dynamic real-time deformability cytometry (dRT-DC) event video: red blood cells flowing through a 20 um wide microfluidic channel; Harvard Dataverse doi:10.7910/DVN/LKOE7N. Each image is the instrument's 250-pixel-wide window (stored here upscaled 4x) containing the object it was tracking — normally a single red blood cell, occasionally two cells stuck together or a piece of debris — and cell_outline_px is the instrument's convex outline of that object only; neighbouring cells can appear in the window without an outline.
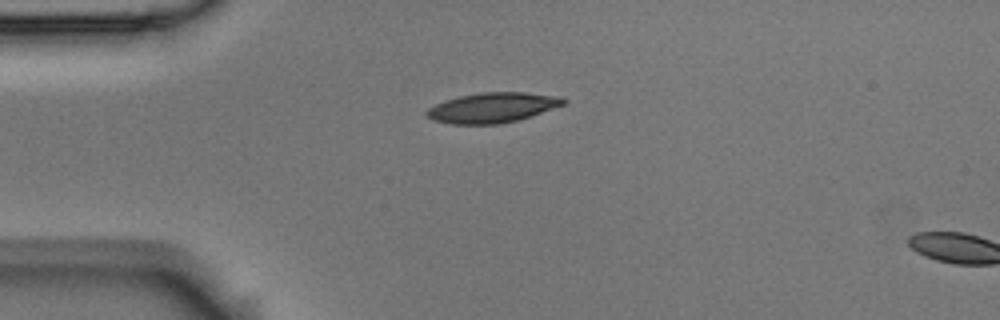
{"species": "Egyptian fruit bat (a non-hibernating species)", "species_latin": "Rousettus aegyptiacus", "temperature_condition": "room temperature", "stored_images_in_passage": 2, "camera_frame_rate_fps": 3000, "um_per_image_px": 0.085, "animal": {"sex": "male"}, "frame": {"image": 1, "passage_image": 1, "time_ms": 0.0, "image_size_px": [1000, 320], "cell_outline_px": [[568, 100], [564, 104], [516, 120], [500, 124], [452, 124], [432, 120], [424, 116], [424, 112], [428, 108], [444, 100], [460, 96], [484, 92], [524, 92], [560, 96]], "centroid_in_image_um": [41.8, 9.14], "position_along_channel_um": 43.2, "area_um2": 23.81}}